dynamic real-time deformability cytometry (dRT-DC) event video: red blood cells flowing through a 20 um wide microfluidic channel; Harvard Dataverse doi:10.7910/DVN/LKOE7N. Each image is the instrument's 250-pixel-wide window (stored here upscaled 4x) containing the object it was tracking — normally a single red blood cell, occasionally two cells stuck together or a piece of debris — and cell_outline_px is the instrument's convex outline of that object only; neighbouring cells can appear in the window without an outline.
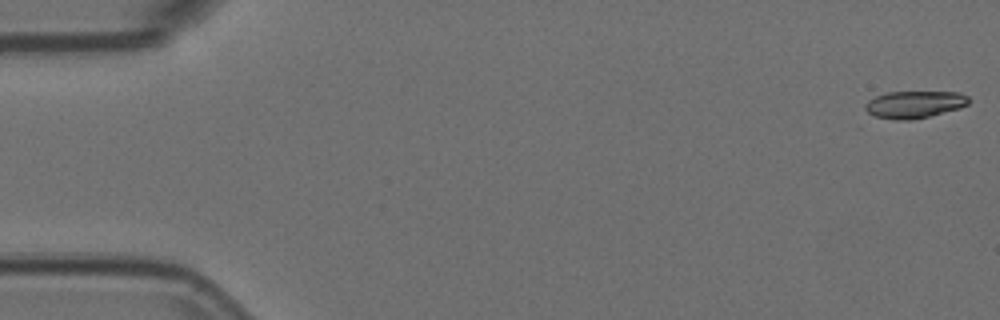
{"species": "Egyptian fruit bat (a non-hibernating species)", "species_latin": "Rousettus aegyptiacus", "temperature_condition": "room temperature", "stored_images_in_passage": 13, "camera_frame_rate_fps": 3000, "um_per_image_px": 0.085, "animal": {"sex": "female"}, "frame": {"image": 1, "passage_image": 1, "time_ms": 0.0, "image_size_px": [1000, 320], "cell_outline_px": [[968, 104], [960, 108], [912, 120], [896, 120], [876, 116], [868, 112], [864, 108], [864, 104], [868, 100], [884, 92], [960, 92], [968, 96]], "centroid_in_image_um": [77.71, 8.87], "position_along_channel_um": 7.3, "area_um2": 16.36}}